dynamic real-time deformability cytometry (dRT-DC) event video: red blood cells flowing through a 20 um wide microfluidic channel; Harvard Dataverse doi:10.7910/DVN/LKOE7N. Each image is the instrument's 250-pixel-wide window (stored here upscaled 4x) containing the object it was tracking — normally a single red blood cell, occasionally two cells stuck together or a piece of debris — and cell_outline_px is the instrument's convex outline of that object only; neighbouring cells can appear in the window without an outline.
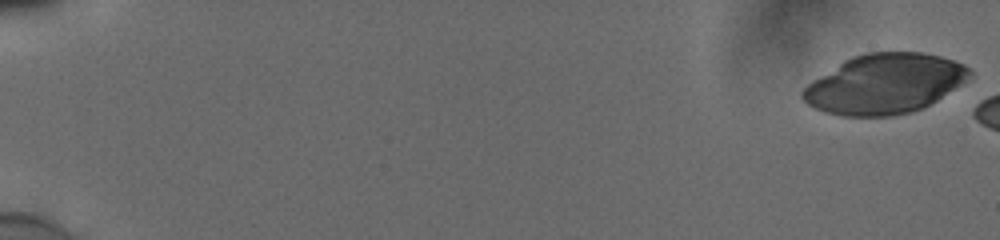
{"species": "human", "species_latin": "Homo sapiens", "temperature_condition": "cold", "stored_images_in_passage": 8, "camera_frame_rate_fps": 3000, "um_per_image_px": 0.085, "donor": {"sex": "male"}, "frame": {"image": 1, "passage_image": 1, "time_ms": 0.0, "image_size_px": [1000, 240], "cell_outline_px": [[972, 76], [936, 100], [912, 112], [892, 116], [840, 116], [824, 112], [808, 104], [800, 96], [800, 92], [808, 84], [844, 60], [852, 56], [868, 52], [920, 52], [940, 56], [964, 64], [972, 72]], "centroid_in_image_um": [75.17, 7.12], "position_along_channel_um": 9.8, "area_um2": 57.68}}